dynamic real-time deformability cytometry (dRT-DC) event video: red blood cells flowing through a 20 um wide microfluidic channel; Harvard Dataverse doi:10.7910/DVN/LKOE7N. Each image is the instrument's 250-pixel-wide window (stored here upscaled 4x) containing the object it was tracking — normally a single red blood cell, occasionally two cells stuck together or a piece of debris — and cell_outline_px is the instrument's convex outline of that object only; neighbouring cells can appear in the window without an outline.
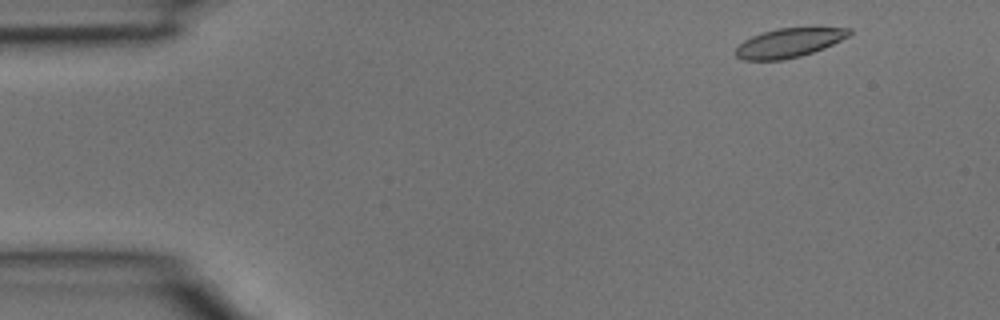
{"species": "common noctule bat (a hibernating species)", "species_latin": "Nyctalus noctula", "temperature_condition": "room temperature", "stored_images_in_passage": 3, "camera_frame_rate_fps": 3000, "um_per_image_px": 0.085, "animal": {"sex": "male", "body_mass_g": 15.6}, "frame": {"image": 1, "passage_image": 1, "time_ms": 0.0, "image_size_px": [1000, 320], "cell_outline_px": [[852, 32], [848, 36], [824, 48], [800, 56], [784, 60], [744, 60], [736, 56], [736, 48], [744, 40], [752, 36], [764, 32], [780, 28], [852, 28]], "centroid_in_image_um": [67.05, 3.65], "position_along_channel_um": 17.9, "area_um2": 18.96}}
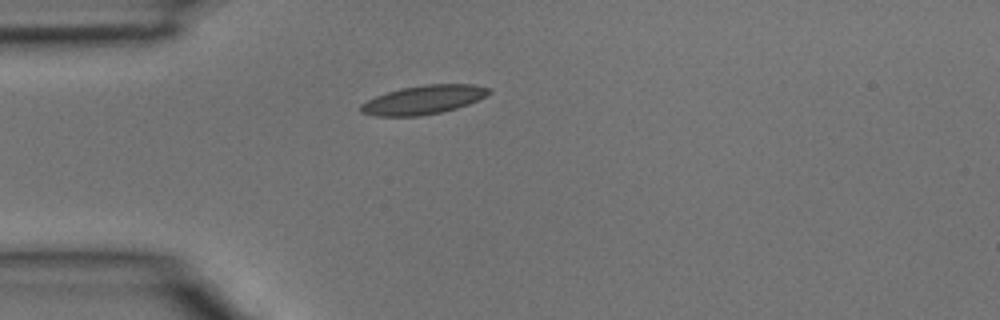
{"frame": {"image": 2, "passage_image": 3, "time_ms": 0.667, "image_size_px": [1000, 320], "cell_outline_px": [[492, 92], [468, 104], [456, 108], [440, 112], [420, 116], [376, 116], [360, 112], [360, 104], [376, 96], [400, 88], [428, 84], [476, 84], [492, 88]], "centroid_in_image_um": [36.01, 8.47], "position_along_channel_um": 49.0, "area_um2": 21.44}}